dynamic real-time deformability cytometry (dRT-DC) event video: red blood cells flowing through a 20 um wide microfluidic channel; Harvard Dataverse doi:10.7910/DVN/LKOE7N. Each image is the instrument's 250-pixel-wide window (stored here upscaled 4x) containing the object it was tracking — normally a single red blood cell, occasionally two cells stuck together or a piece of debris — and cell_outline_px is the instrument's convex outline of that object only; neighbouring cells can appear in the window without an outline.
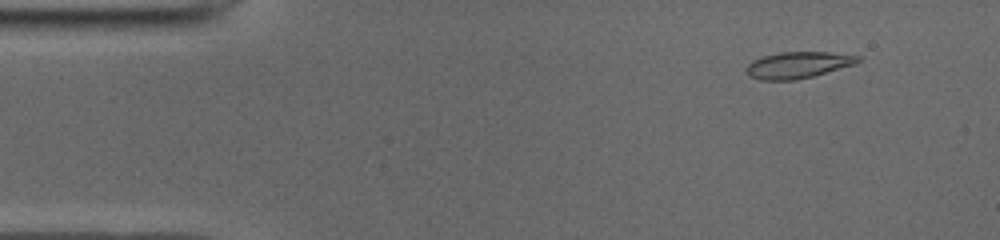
{"species": "common noctule bat (a hibernating species)", "species_latin": "Nyctalus noctula", "temperature_condition": "cold", "stored_images_in_passage": 50, "camera_frame_rate_fps": 3000, "um_per_image_px": 0.085, "animal": {"sex": "male", "body_mass_g": 19.0, "forearm_length_mm": 50.8}, "frame": {"image": 1, "passage_image": 5, "time_ms": 1.333, "image_size_px": [1000, 240], "cell_outline_px": [[860, 60], [856, 64], [812, 76], [796, 80], [760, 80], [748, 76], [744, 72], [744, 68], [752, 60], [760, 56], [780, 52], [828, 52], [860, 56]], "centroid_in_image_um": [67.75, 5.52], "position_along_channel_um": 17.2, "area_um2": 17.4}}
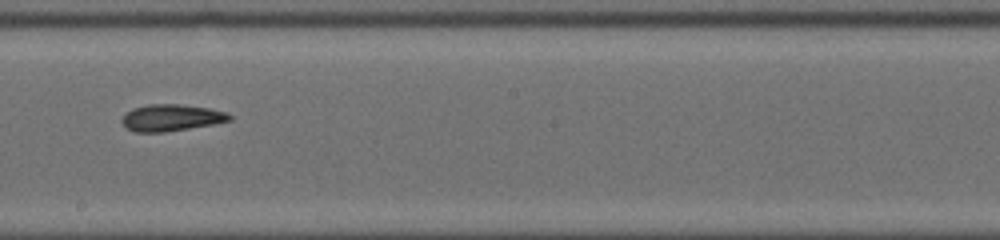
{"frame": {"image": 2, "passage_image": 28, "time_ms": 9.0, "image_size_px": [1000, 240], "cell_outline_px": [[232, 120], [212, 124], [164, 132], [136, 132], [128, 128], [120, 120], [132, 108], [148, 104], [180, 104], [208, 108], [228, 112], [232, 116]], "centroid_in_image_um": [14.58, 9.99], "position_along_channel_um": 233.6, "area_um2": 16.59}}
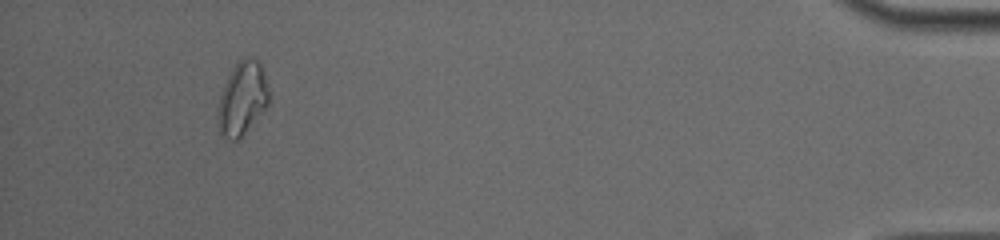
{"frame": {"image": 3, "passage_image": 47, "time_ms": 15.333, "image_size_px": [1000, 240], "cell_outline_px": [[268, 104], [244, 132], [236, 140], [228, 140], [220, 132], [216, 116], [216, 112], [220, 96], [228, 76], [232, 68], [244, 56], [248, 56], [256, 60], [260, 64], [264, 72], [268, 88]], "centroid_in_image_um": [20.57, 8.35], "position_along_channel_um": 414.6, "area_um2": 21.39}, "authors_computed_cell_mechanics": {"area_um2": 17.2533, "velocity_mm_per_s": 3.9465, "shape_relaxation_time_tau1_ms": null, "shape_relaxation_time_tau2_ms": 3.2334, "deformation_change_tau1": null, "deformation_change_tau2": 0.0835}}